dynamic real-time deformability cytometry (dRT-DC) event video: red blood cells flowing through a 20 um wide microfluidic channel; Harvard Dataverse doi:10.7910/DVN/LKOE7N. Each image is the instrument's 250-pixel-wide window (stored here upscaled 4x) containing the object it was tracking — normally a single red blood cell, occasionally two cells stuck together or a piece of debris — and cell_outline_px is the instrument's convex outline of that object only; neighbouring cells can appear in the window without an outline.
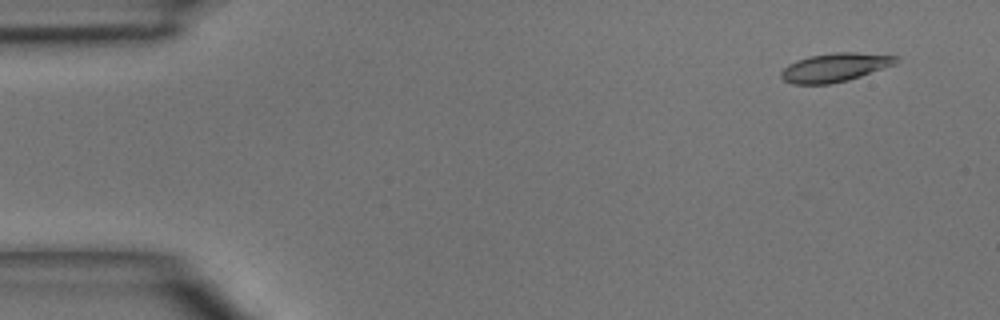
{"species": "common noctule bat (a hibernating species)", "species_latin": "Nyctalus noctula", "temperature_condition": "room temperature", "stored_images_in_passage": 4, "camera_frame_rate_fps": 3000, "um_per_image_px": 0.085, "animal": {"sex": "male", "body_mass_g": 15.6}, "frame": {"image": 1, "passage_image": 2, "time_ms": 1.0, "image_size_px": [1000, 320], "cell_outline_px": [[900, 60], [896, 64], [848, 80], [828, 84], [792, 84], [784, 80], [780, 76], [780, 72], [788, 64], [796, 60], [808, 56], [836, 52], [856, 52], [900, 56]], "centroid_in_image_um": [70.98, 5.72], "position_along_channel_um": 14.0, "area_um2": 19.31}}